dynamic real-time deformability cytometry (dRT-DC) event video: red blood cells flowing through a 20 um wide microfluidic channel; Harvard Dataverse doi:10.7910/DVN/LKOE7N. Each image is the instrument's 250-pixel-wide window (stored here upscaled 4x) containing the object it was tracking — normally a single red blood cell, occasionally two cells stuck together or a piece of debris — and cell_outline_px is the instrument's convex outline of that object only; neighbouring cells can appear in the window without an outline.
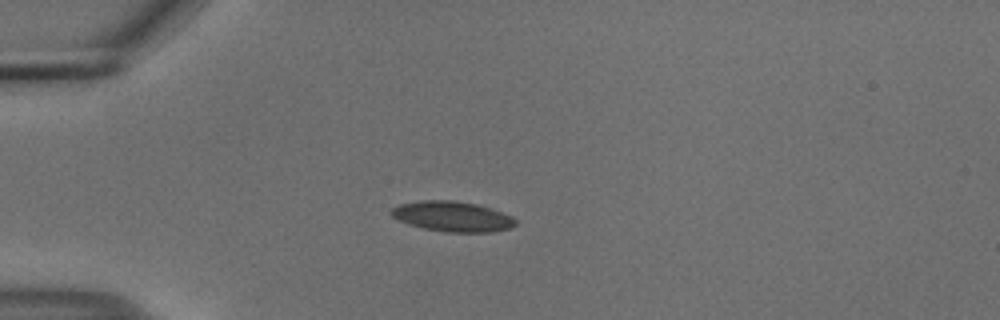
{"species": "common noctule bat (a hibernating species)", "species_latin": "Nyctalus noctula", "temperature_condition": "cold", "stored_images_in_passage": 41, "camera_frame_rate_fps": 3000, "um_per_image_px": 0.085, "animal": {"sex": "male", "body_mass_g": 18.8}, "frame": {"image": 1, "passage_image": 1, "time_ms": 0.0, "image_size_px": [1000, 320], "cell_outline_px": [[516, 224], [508, 228], [492, 232], [444, 232], [424, 228], [408, 224], [392, 216], [388, 212], [392, 208], [400, 204], [420, 200], [452, 200], [476, 204], [492, 208], [512, 216], [516, 220]], "centroid_in_image_um": [38.44, 18.39], "position_along_channel_um": 46.6, "area_um2": 21.91}}
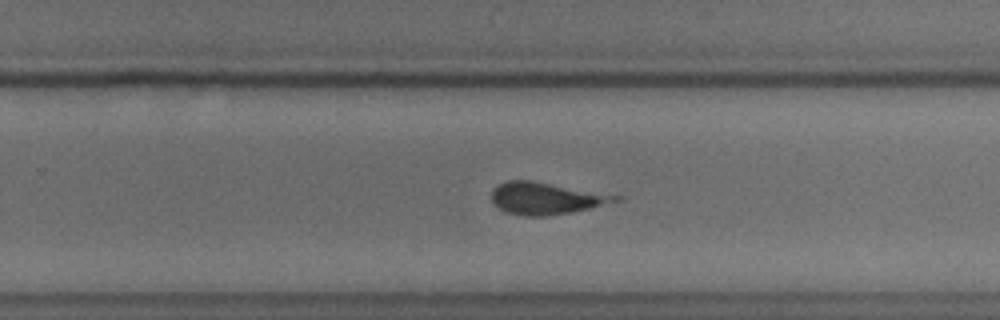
{"frame": {"image": 2, "passage_image": 22, "time_ms": 7.0, "image_size_px": [1000, 320], "cell_outline_px": [[624, 196], [620, 200], [572, 212], [548, 216], [524, 216], [508, 212], [492, 204], [492, 192], [500, 184], [508, 180], [532, 180]], "centroid_in_image_um": [46.43, 16.85], "position_along_channel_um": 283.4, "area_um2": 22.95}}
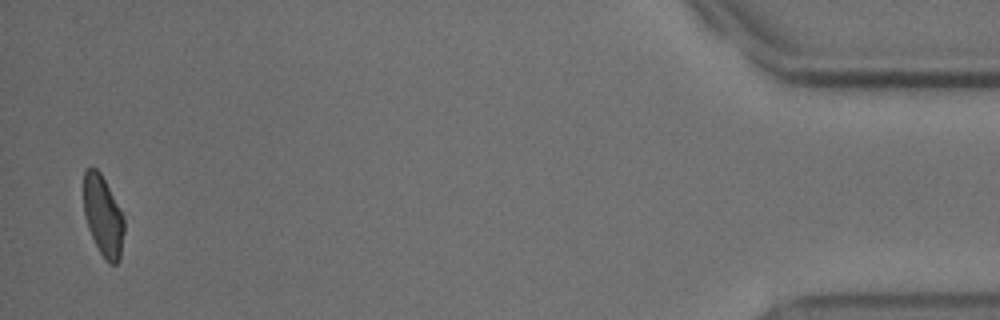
{"frame": {"image": 3, "passage_image": 40, "time_ms": 13.0, "image_size_px": [1000, 320], "cell_outline_px": [[124, 232], [120, 260], [116, 264], [108, 264], [104, 260], [88, 228], [84, 212], [84, 172], [88, 168], [96, 168], [100, 172], [120, 208], [124, 216]], "centroid_in_image_um": [8.78, 18.39], "position_along_channel_um": 426.4, "area_um2": 18.96}}